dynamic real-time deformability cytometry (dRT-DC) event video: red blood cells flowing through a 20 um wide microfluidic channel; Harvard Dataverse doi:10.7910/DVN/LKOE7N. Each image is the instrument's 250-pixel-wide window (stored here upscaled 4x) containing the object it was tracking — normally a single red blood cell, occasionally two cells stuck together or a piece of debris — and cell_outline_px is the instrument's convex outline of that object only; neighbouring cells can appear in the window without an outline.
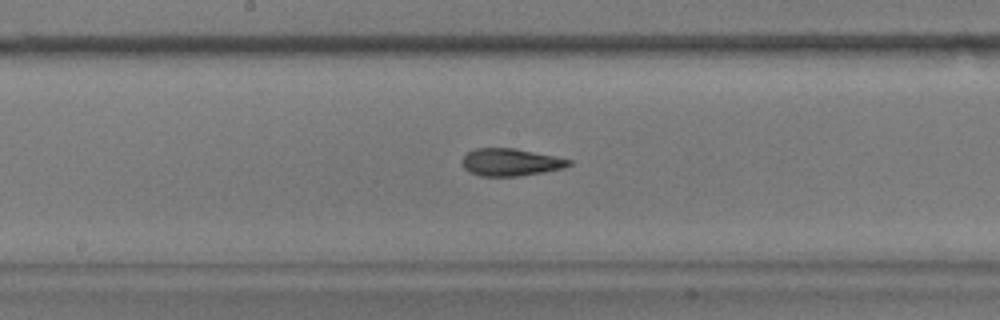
{"species": "common noctule bat (a hibernating species)", "species_latin": "Nyctalus noctula", "temperature_condition": "warm", "stored_images_in_passage": 56, "segment_of_instrument_passage": [1, 2], "camera_frame_rate_fps": 3000, "um_per_image_px": 0.085, "animal": {"sex": "male", "body_mass_g": 17.9}, "frame": {"image": 1, "passage_image": 28, "time_ms": 9.0, "image_size_px": [1000, 320], "cell_outline_px": [[572, 164], [564, 168], [544, 172], [520, 176], [480, 176], [468, 172], [464, 168], [464, 156], [468, 152], [476, 148], [512, 148], [572, 160]], "centroid_in_image_um": [43.4, 13.8], "position_along_channel_um": 204.8, "area_um2": 16.82}}
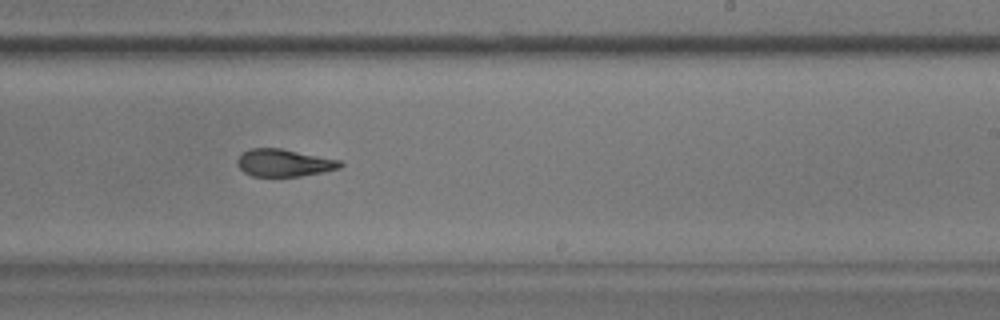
{"frame": {"image": 2, "passage_image": 33, "time_ms": 10.667, "image_size_px": [1000, 320], "cell_outline_px": [[344, 164], [340, 168], [300, 176], [252, 176], [244, 172], [236, 164], [236, 160], [248, 148], [280, 148], [340, 160]], "centroid_in_image_um": [24.12, 13.83], "position_along_channel_um": 264.9, "area_um2": 16.3}}
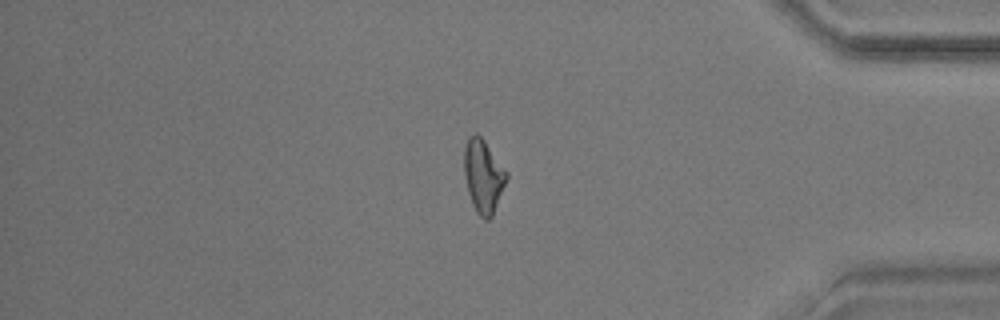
{"frame": {"image": 3, "passage_image": 46, "time_ms": 15.0, "image_size_px": [1000, 320], "cell_outline_px": [[508, 176], [492, 216], [488, 220], [484, 220], [476, 212], [472, 204], [468, 192], [464, 176], [464, 148], [468, 136], [476, 132], [484, 140], [508, 172]], "centroid_in_image_um": [41.07, 14.95], "position_along_channel_um": 394.1, "area_um2": 18.09}}